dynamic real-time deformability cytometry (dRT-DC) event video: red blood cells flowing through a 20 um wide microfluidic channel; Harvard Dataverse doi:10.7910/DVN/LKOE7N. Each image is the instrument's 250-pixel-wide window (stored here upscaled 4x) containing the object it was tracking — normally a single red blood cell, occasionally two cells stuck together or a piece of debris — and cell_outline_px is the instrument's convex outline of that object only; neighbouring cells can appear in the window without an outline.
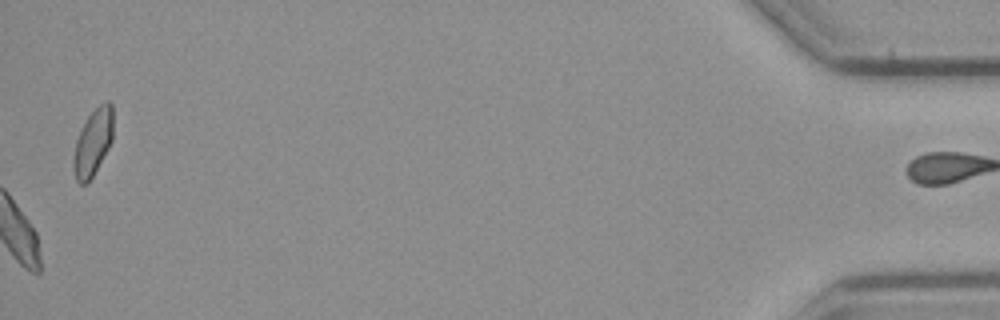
{"species": "common noctule bat (a hibernating species)", "species_latin": "Nyctalus noctula", "temperature_condition": "cold", "stored_images_in_passage": 48, "camera_frame_rate_fps": 3000, "um_per_image_px": 0.085, "animal": {"sex": "male", "body_mass_g": 23.1, "forearm_length_mm": 52.7}, "frame": {"image": 1, "passage_image": 48, "time_ms": 15.667, "image_size_px": [1000, 320], "cell_outline_px": [[112, 140], [108, 148], [88, 184], [80, 184], [76, 180], [72, 168], [72, 160], [76, 140], [88, 116], [104, 100], [108, 100], [112, 104]], "centroid_in_image_um": [7.88, 12.13], "position_along_channel_um": 427.3, "area_um2": 15.32}, "authors_computed_cell_mechanics": {"area_um2": 18.3515, "velocity_mm_per_s": 3.7361, "shape_relaxation_time_tau1_ms": null, "shape_relaxation_time_tau2_ms": 6.6468, "deformation_change_tau1": null, "deformation_change_tau2": 0.1249}}